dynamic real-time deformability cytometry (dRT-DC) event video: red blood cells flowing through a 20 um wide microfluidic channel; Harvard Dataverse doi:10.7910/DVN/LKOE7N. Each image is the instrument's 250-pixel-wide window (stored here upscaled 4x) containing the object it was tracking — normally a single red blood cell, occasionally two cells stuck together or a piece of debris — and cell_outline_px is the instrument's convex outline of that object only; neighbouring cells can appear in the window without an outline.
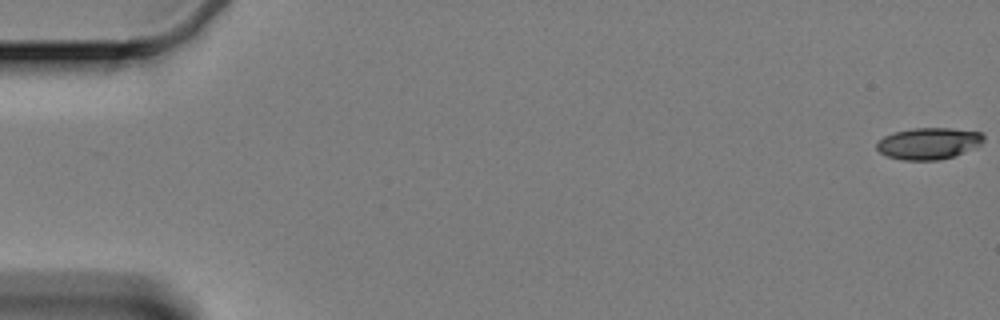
{"species": "Egyptian fruit bat (a non-hibernating species)", "species_latin": "Rousettus aegyptiacus", "temperature_condition": "cold", "stored_images_in_passage": 58, "camera_frame_rate_fps": 3000, "um_per_image_px": 0.085, "animal": {"sex": "female"}, "frame": {"image": 1, "passage_image": 1, "time_ms": 0.0, "image_size_px": [1000, 320], "cell_outline_px": [[984, 140], [980, 144], [952, 156], [940, 160], [904, 160], [888, 156], [880, 152], [876, 148], [876, 144], [884, 136], [896, 132], [912, 128], [952, 128], [980, 132], [984, 136]], "centroid_in_image_um": [78.91, 12.18], "position_along_channel_um": 6.1, "area_um2": 19.36}}
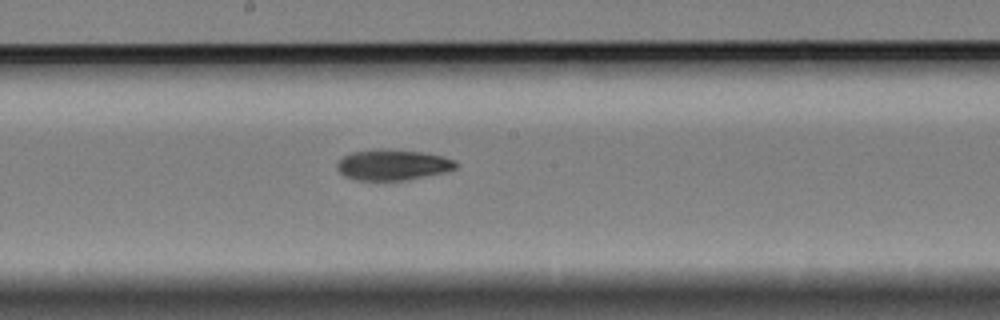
{"frame": {"image": 2, "passage_image": 33, "time_ms": 10.667, "image_size_px": [1000, 320], "cell_outline_px": [[460, 164], [456, 168], [444, 172], [408, 180], [356, 180], [344, 176], [336, 168], [336, 164], [344, 156], [352, 152], [372, 148], [384, 148], [424, 152], [444, 156], [456, 160]], "centroid_in_image_um": [33.4, 13.99], "position_along_channel_um": 214.8, "area_um2": 21.68}}
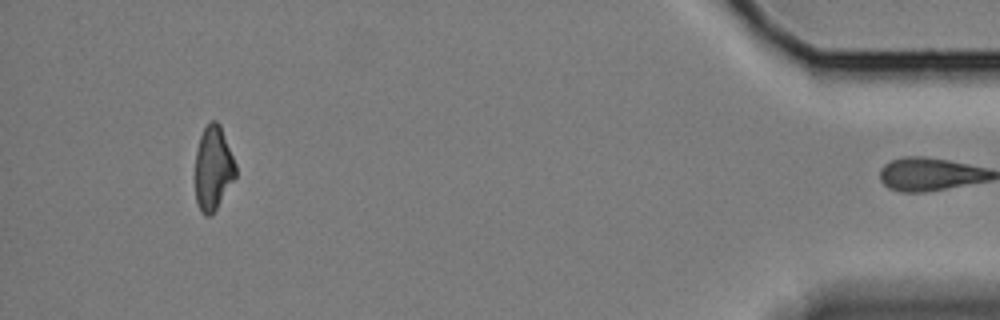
{"frame": {"image": 3, "passage_image": 57, "time_ms": 18.667, "image_size_px": [1000, 320], "cell_outline_px": [[236, 176], [216, 208], [208, 216], [204, 216], [200, 212], [196, 200], [196, 152], [200, 136], [204, 128], [212, 120], [216, 120], [220, 124], [236, 164]], "centroid_in_image_um": [18.12, 14.28], "position_along_channel_um": 417.1, "area_um2": 19.59}, "authors_computed_cell_mechanics": {"area_um2": 21.0392, "velocity_mm_per_s": 3.3531, "shape_relaxation_time_tau1_ms": 3.5892, "shape_relaxation_time_tau2_ms": 11.1625, "deformation_change_tau1": 0.1471, "deformation_change_tau2": 0.1839}}